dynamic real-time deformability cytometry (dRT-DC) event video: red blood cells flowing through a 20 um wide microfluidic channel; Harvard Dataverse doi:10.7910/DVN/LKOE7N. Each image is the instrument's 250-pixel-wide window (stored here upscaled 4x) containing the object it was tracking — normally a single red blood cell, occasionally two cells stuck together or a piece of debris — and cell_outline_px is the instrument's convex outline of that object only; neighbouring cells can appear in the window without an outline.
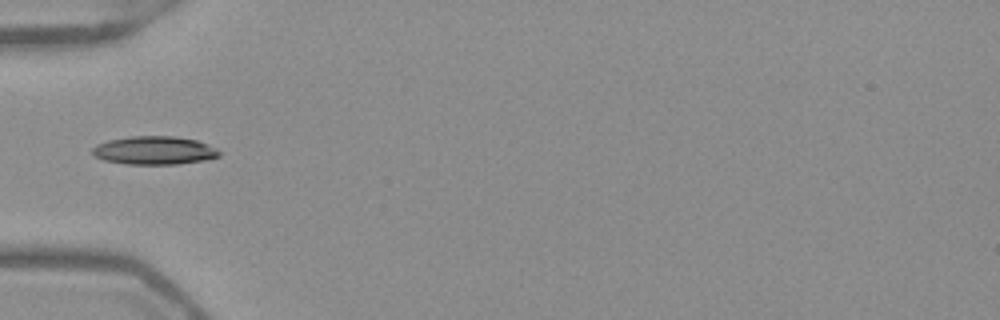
{"species": "Egyptian fruit bat (a non-hibernating species)", "species_latin": "Rousettus aegyptiacus", "temperature_condition": "warm", "stored_images_in_passage": 35, "camera_frame_rate_fps": 3000, "um_per_image_px": 0.085, "frame": {"image": 1, "passage_image": 1, "time_ms": 0.0, "image_size_px": [1000, 320], "cell_outline_px": [[220, 156], [204, 160], [176, 164], [124, 164], [104, 160], [92, 156], [92, 148], [96, 144], [108, 140], [132, 136], [176, 136], [196, 140], [208, 144], [216, 148], [220, 152]], "centroid_in_image_um": [13.09, 12.78], "position_along_channel_um": 71.9, "area_um2": 21.04}}
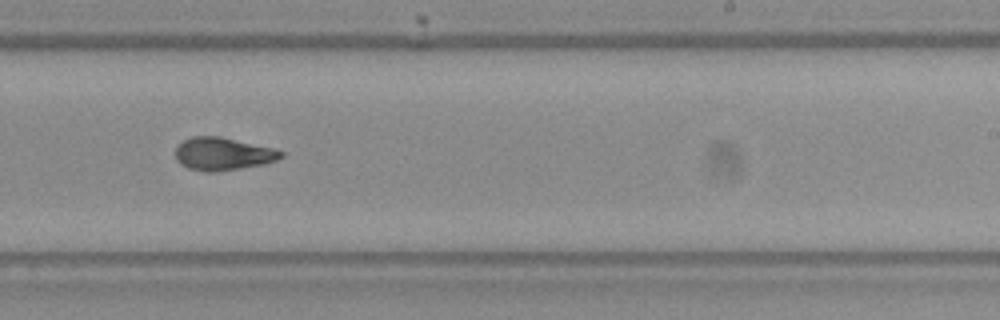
{"frame": {"image": 2, "passage_image": 16, "time_ms": 5.0, "image_size_px": [1000, 320], "cell_outline_px": [[284, 156], [276, 160], [264, 164], [216, 172], [208, 172], [188, 168], [180, 164], [176, 160], [176, 148], [184, 140], [192, 136], [220, 136], [276, 148], [284, 152]], "centroid_in_image_um": [18.97, 13.07], "position_along_channel_um": 270.0, "area_um2": 20.29}}
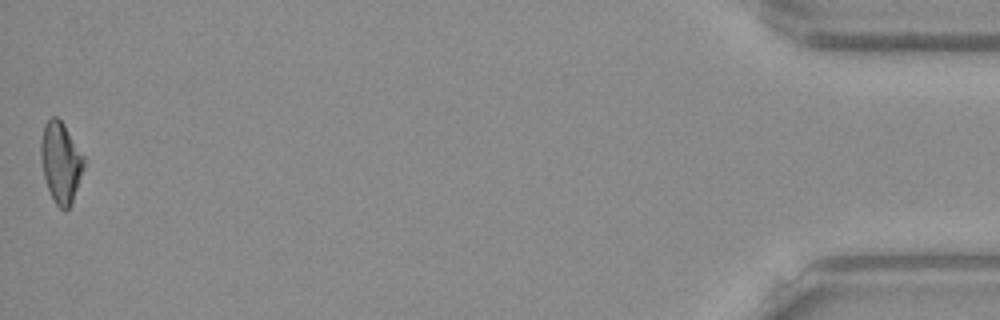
{"frame": {"image": 3, "passage_image": 35, "time_ms": 11.333, "image_size_px": [1000, 320], "cell_outline_px": [[84, 168], [72, 204], [64, 212], [56, 204], [48, 188], [44, 176], [40, 156], [40, 140], [44, 124], [52, 116], [56, 116], [64, 124], [84, 156]], "centroid_in_image_um": [5.16, 13.79], "position_along_channel_um": 430.0, "area_um2": 20.29}, "authors_computed_cell_mechanics": {"area_um2": 20.1144, "velocity_mm_per_s": 3.9529, "shape_relaxation_time_tau1_ms": 8.9494, "shape_relaxation_time_tau2_ms": 2.1384, "deformation_change_tau1": 0.2298, "deformation_change_tau2": 0.0765}}